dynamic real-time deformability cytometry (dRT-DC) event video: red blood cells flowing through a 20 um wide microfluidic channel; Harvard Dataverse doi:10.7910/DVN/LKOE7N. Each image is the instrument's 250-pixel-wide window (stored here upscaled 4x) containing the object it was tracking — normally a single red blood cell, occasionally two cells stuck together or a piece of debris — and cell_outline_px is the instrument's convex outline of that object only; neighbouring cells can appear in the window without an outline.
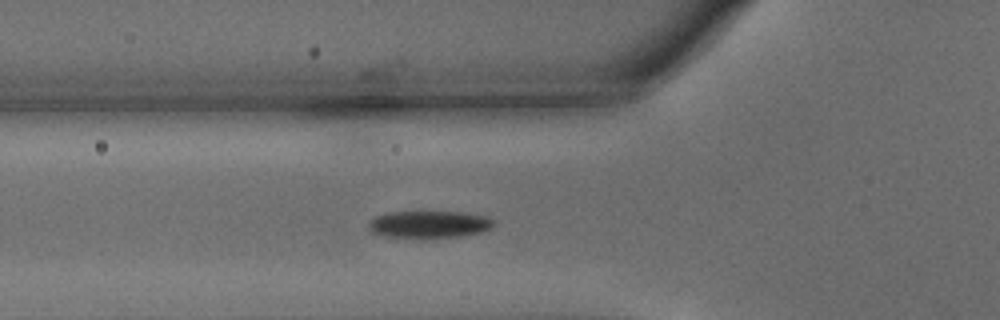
{"species": "common noctule bat (a hibernating species)", "species_latin": "Nyctalus noctula", "temperature_condition": "warm", "stored_images_in_passage": 33, "camera_frame_rate_fps": 3000, "um_per_image_px": 0.085, "animal": {"sex": "male", "body_mass_g": 15.6}, "frame": {"image": 1, "passage_image": 2, "time_ms": 0.333, "image_size_px": [1000, 320], "cell_outline_px": [[496, 224], [492, 228], [480, 232], [464, 236], [424, 240], [384, 236], [372, 232], [368, 228], [368, 220], [376, 216], [388, 212], [460, 212], [488, 216], [496, 220]], "centroid_in_image_um": [36.49, 19.1], "position_along_channel_um": 89.3, "area_um2": 20.69}}
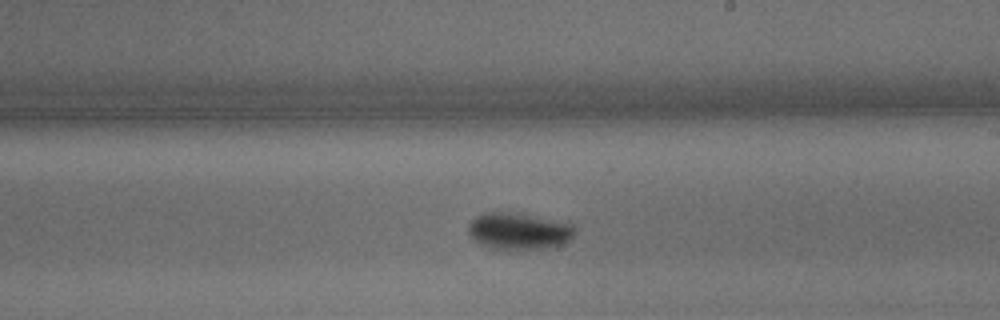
{"frame": {"image": 2, "passage_image": 15, "time_ms": 4.667, "image_size_px": [1000, 320], "cell_outline_px": [[576, 232], [572, 240], [552, 248], [488, 248], [480, 244], [468, 232], [468, 228], [472, 220], [476, 216], [488, 212], [500, 212], [528, 216], [572, 224], [576, 228]], "centroid_in_image_um": [44.13, 19.66], "position_along_channel_um": 244.9, "area_um2": 22.14}}
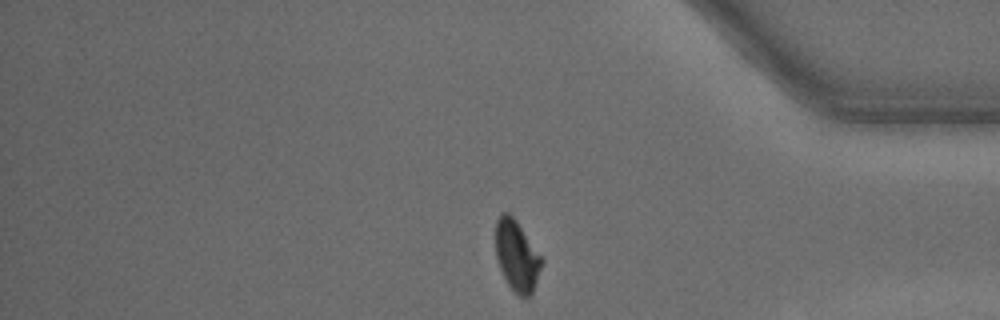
{"frame": {"image": 3, "passage_image": 29, "time_ms": 9.333, "image_size_px": [1000, 320], "cell_outline_px": [[544, 260], [532, 292], [528, 296], [520, 296], [508, 284], [500, 268], [496, 256], [496, 220], [500, 212], [508, 212], [516, 220]], "centroid_in_image_um": [43.92, 21.7], "position_along_channel_um": 391.3, "area_um2": 18.67}}